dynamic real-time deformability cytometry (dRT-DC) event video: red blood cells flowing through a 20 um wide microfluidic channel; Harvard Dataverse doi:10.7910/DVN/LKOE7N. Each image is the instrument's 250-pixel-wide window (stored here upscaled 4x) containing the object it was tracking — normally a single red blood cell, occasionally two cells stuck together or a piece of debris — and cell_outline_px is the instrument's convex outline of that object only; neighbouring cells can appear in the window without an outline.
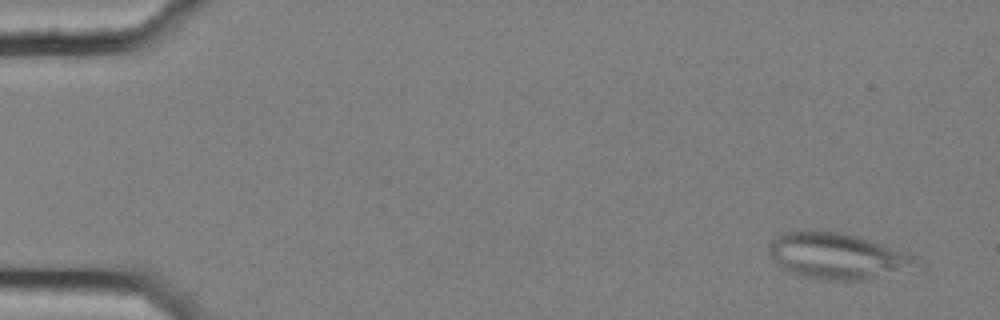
{"species": "common noctule bat (a hibernating species)", "species_latin": "Nyctalus noctula", "temperature_condition": "cold", "stored_images_in_passage": 57, "camera_frame_rate_fps": 3000, "um_per_image_px": 0.085, "animal": {"sex": "female", "body_mass_g": 25.1}, "frame": {"image": 1, "passage_image": 4, "time_ms": 1.0, "image_size_px": [1000, 320], "cell_outline_px": [[924, 268], [872, 280], [824, 280], [804, 276], [792, 272], [776, 264], [768, 252], [768, 244], [780, 232], [840, 232], [860, 236], [916, 256], [924, 264]], "centroid_in_image_um": [71.32, 21.8], "position_along_channel_um": 13.7, "area_um2": 40.29}}
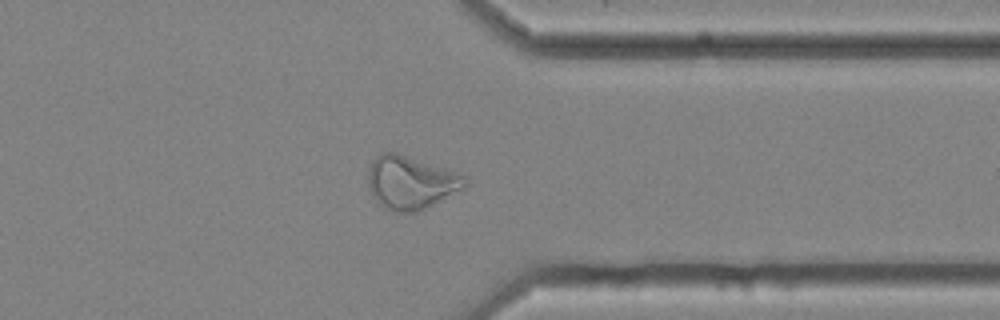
{"frame": {"image": 2, "passage_image": 45, "time_ms": 14.667, "image_size_px": [1000, 320], "cell_outline_px": [[468, 184], [464, 188], [424, 208], [412, 212], [396, 212], [388, 208], [376, 200], [372, 196], [368, 184], [368, 168], [376, 156], [384, 152], [396, 152], [460, 172], [468, 176]], "centroid_in_image_um": [34.94, 15.47], "position_along_channel_um": 376.5, "area_um2": 29.94}}
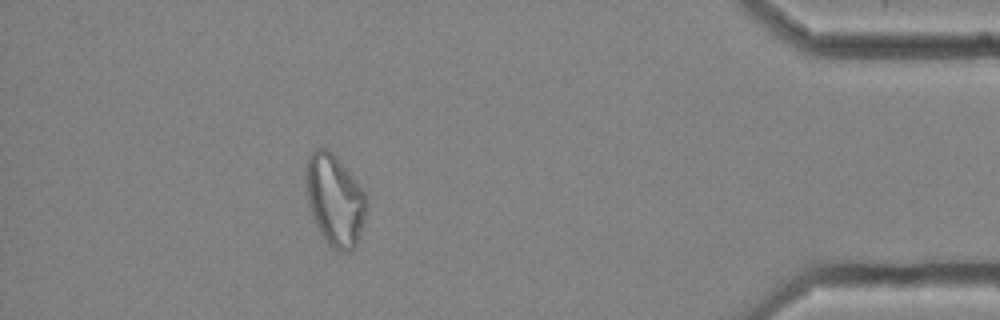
{"frame": {"image": 3, "passage_image": 51, "time_ms": 16.667, "image_size_px": [1000, 320], "cell_outline_px": [[368, 204], [360, 232], [356, 244], [352, 252], [340, 252], [332, 248], [328, 244], [320, 232], [316, 224], [308, 204], [308, 156], [316, 148], [328, 148], [336, 156], [356, 180], [364, 192], [368, 200]], "centroid_in_image_um": [28.5, 17.03], "position_along_channel_um": 406.7, "area_um2": 31.67}}